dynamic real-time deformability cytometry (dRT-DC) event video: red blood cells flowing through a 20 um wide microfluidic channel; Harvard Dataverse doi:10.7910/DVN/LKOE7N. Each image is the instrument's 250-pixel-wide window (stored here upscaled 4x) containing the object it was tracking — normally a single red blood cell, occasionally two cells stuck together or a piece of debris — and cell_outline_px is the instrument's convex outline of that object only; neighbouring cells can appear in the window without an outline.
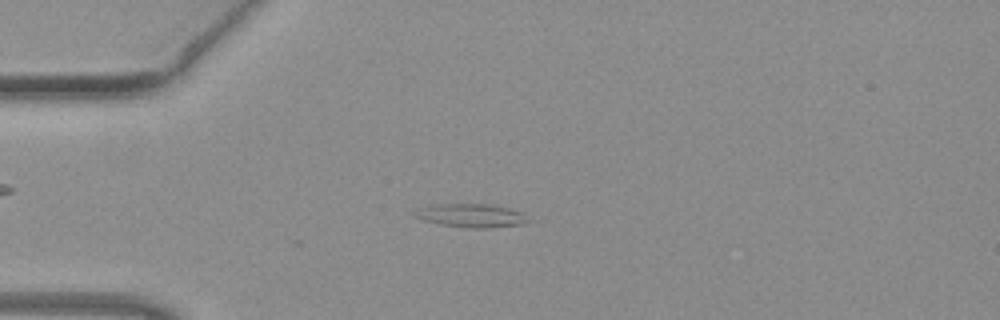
{"species": "common noctule bat (a hibernating species)", "species_latin": "Nyctalus noctula", "temperature_condition": "warm", "stored_images_in_passage": 40, "camera_frame_rate_fps": 3000, "um_per_image_px": 0.085, "animal": {"sex": "female", "body_mass_g": 19.3, "forearm_length_mm": 54.1}, "frame": {"image": 1, "passage_image": 3, "time_ms": 0.667, "image_size_px": [1000, 320], "cell_outline_px": [[528, 220], [520, 224], [488, 228], [468, 228], [440, 224], [424, 220], [416, 216], [420, 208], [432, 204], [492, 204], [508, 208], [520, 212]], "centroid_in_image_um": [40.05, 18.32], "position_along_channel_um": 45.0, "area_um2": 15.09}}
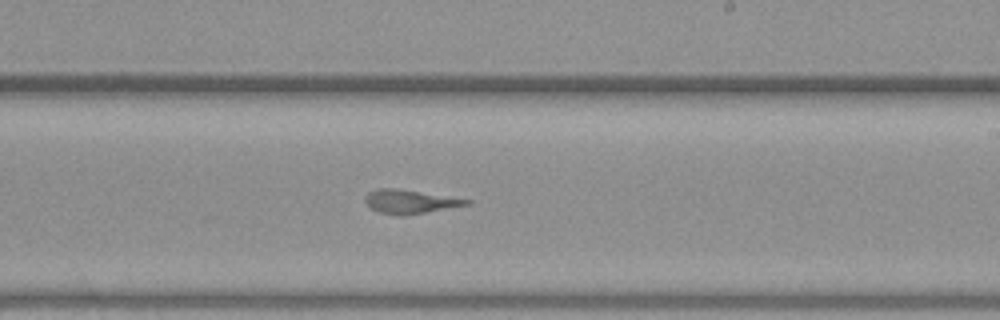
{"frame": {"image": 2, "passage_image": 20, "time_ms": 6.333, "image_size_px": [1000, 320], "cell_outline_px": [[472, 204], [404, 216], [400, 216], [380, 212], [372, 208], [364, 200], [364, 196], [368, 192], [376, 188], [396, 188], [472, 200]], "centroid_in_image_um": [34.84, 17.13], "position_along_channel_um": 254.2, "area_um2": 13.99}}
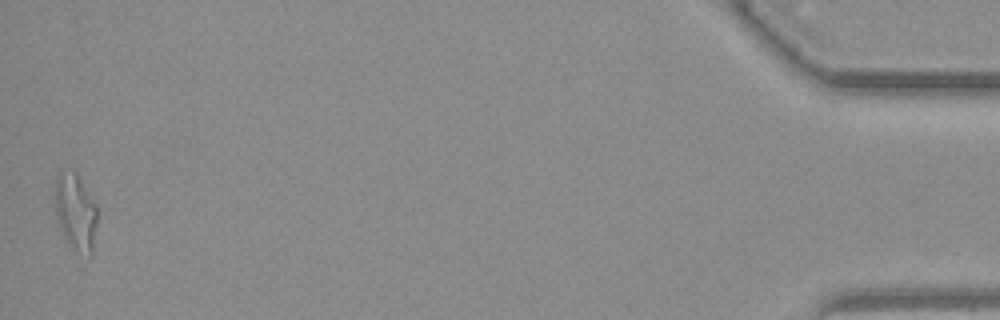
{"frame": {"image": 3, "passage_image": 40, "time_ms": 13.0, "image_size_px": [1000, 320], "cell_outline_px": [[96, 224], [92, 256], [72, 248], [68, 244], [60, 228], [56, 212], [56, 180], [60, 172], [76, 172], [96, 204]], "centroid_in_image_um": [6.44, 18.04], "position_along_channel_um": 428.8, "area_um2": 18.32}}